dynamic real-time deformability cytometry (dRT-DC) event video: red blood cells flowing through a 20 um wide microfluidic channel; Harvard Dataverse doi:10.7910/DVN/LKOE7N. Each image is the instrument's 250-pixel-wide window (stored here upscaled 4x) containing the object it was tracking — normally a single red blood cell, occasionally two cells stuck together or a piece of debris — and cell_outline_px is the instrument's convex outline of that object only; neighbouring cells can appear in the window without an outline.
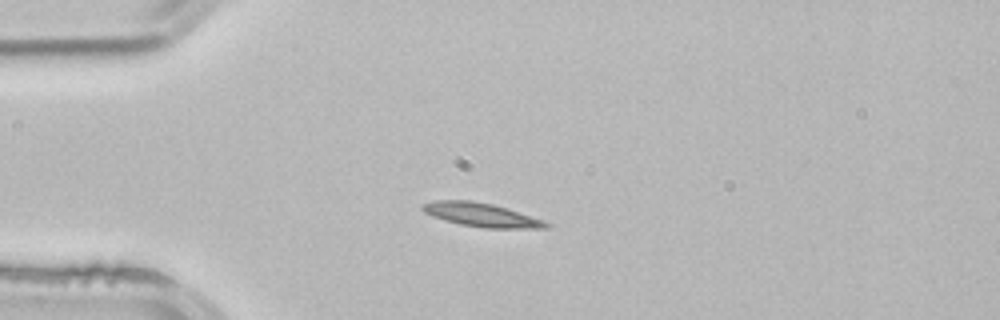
{"species": "common noctule bat (a hibernating species)", "species_latin": "Nyctalus noctula", "temperature_condition": "room temperature", "stored_images_in_passage": 34, "camera_frame_rate_fps": 3000, "um_per_image_px": 0.085, "animal": {"sex": "male", "body_mass_g": 21.5, "forearm_length_mm": 52.0}, "frame": {"image": 1, "passage_image": 1, "time_ms": 0.0, "image_size_px": [1000, 320], "cell_outline_px": [[552, 224], [548, 228], [484, 228], [460, 224], [444, 220], [432, 216], [424, 212], [420, 208], [420, 204], [436, 200], [472, 200], [492, 204], [544, 220]], "centroid_in_image_um": [40.88, 18.26], "position_along_channel_um": 44.1, "area_um2": 17.11}}